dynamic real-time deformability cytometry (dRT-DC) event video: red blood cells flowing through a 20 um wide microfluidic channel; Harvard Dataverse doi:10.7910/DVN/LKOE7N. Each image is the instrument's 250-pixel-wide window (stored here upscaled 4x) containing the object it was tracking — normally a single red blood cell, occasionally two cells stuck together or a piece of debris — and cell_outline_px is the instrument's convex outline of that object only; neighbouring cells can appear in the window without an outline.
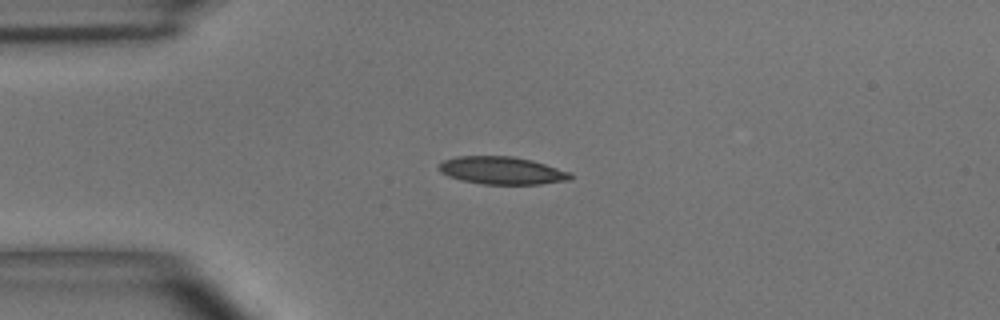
{"species": "common noctule bat (a hibernating species)", "species_latin": "Nyctalus noctula", "temperature_condition": "room temperature", "stored_images_in_passage": 3, "camera_frame_rate_fps": 3000, "um_per_image_px": 0.085, "animal": {"sex": "male", "body_mass_g": 15.6}, "frame": {"image": 1, "passage_image": 3, "time_ms": 2.0, "image_size_px": [1000, 320], "cell_outline_px": [[572, 180], [540, 184], [484, 184], [460, 180], [448, 176], [440, 172], [440, 164], [444, 160], [456, 156], [512, 156], [532, 160], [572, 172]], "centroid_in_image_um": [42.7, 14.49], "position_along_channel_um": 42.3, "area_um2": 21.27}}